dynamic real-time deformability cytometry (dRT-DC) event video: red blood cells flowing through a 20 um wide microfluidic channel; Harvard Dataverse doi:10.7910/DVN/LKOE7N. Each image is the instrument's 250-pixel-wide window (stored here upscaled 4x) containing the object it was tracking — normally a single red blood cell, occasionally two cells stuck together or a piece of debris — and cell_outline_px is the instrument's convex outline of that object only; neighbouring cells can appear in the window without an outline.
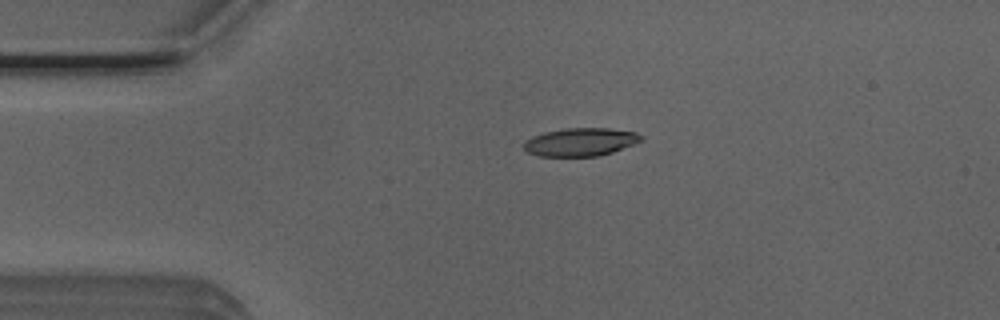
{"species": "Egyptian fruit bat (a non-hibernating species)", "species_latin": "Rousettus aegyptiacus", "temperature_condition": "room temperature", "stored_images_in_passage": 42, "camera_frame_rate_fps": 3000, "um_per_image_px": 0.085, "animal": {"sex": "male"}, "frame": {"image": 1, "passage_image": 1, "time_ms": 0.0, "image_size_px": [1000, 320], "cell_outline_px": [[640, 140], [620, 148], [596, 156], [544, 156], [528, 152], [524, 148], [524, 144], [528, 140], [536, 136], [548, 132], [572, 128], [604, 128], [632, 132], [640, 136]], "centroid_in_image_um": [49.29, 12.07], "position_along_channel_um": 35.7, "area_um2": 18.03}}
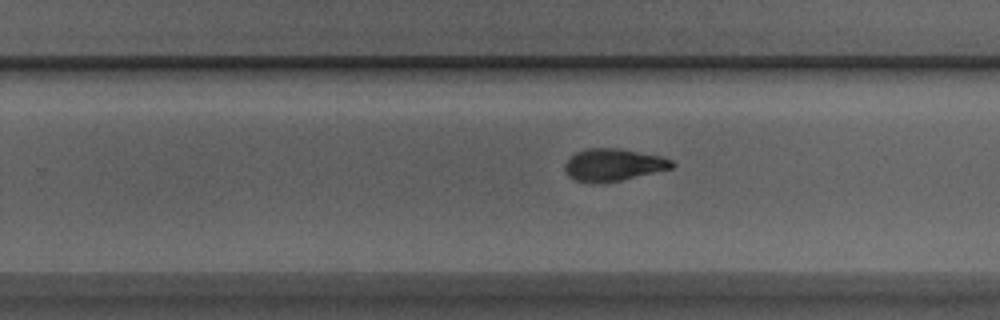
{"frame": {"image": 2, "passage_image": 22, "time_ms": 7.0, "image_size_px": [1000, 320], "cell_outline_px": [[672, 168], [616, 180], [580, 180], [572, 176], [568, 172], [568, 160], [572, 156], [580, 152], [632, 152], [656, 156], [672, 160]], "centroid_in_image_um": [52.23, 14.05], "position_along_channel_um": 277.6, "area_um2": 16.99}}
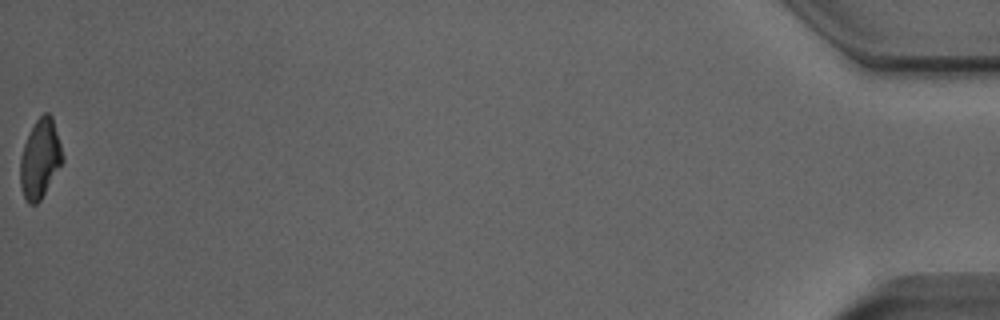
{"frame": {"image": 3, "passage_image": 42, "time_ms": 13.667, "image_size_px": [1000, 320], "cell_outline_px": [[60, 164], [40, 200], [36, 204], [28, 204], [24, 196], [20, 180], [20, 160], [28, 136], [36, 120], [44, 112], [48, 112], [52, 116], [60, 144]], "centroid_in_image_um": [3.37, 13.49], "position_along_channel_um": 431.8, "area_um2": 18.44}, "authors_computed_cell_mechanics": {"area_um2": 18.2937, "velocity_mm_per_s": 3.9294, "shape_relaxation_time_tau1_ms": null, "shape_relaxation_time_tau2_ms": 2.4125, "deformation_change_tau1": null, "deformation_change_tau2": 0.0998}}